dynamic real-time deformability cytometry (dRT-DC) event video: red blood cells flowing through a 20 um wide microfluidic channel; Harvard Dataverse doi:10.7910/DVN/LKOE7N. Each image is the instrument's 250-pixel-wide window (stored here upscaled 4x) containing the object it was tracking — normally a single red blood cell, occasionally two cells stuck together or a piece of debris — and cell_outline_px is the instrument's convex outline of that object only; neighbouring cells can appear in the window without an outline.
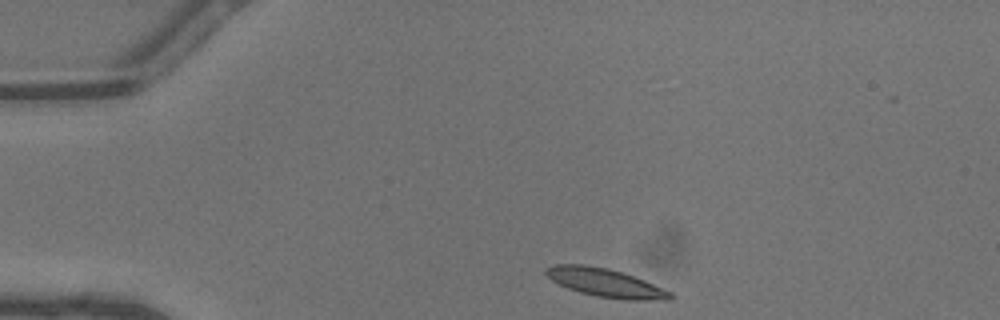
{"species": "common noctule bat (a hibernating species)", "species_latin": "Nyctalus noctula", "temperature_condition": "warm", "stored_images_in_passage": 29, "camera_frame_rate_fps": 3000, "um_per_image_px": 0.085, "animal": {"sex": "male", "body_mass_g": 13.3}, "frame": {"image": 1, "passage_image": 1, "time_ms": 0.0, "image_size_px": [1000, 320], "cell_outline_px": [[676, 296], [672, 300], [624, 300], [596, 296], [580, 292], [568, 288], [552, 280], [544, 272], [544, 268], [552, 264], [584, 264], [608, 268], [624, 272], [644, 280], [672, 292]], "centroid_in_image_um": [51.5, 24.03], "position_along_channel_um": 33.5, "area_um2": 20.87}}
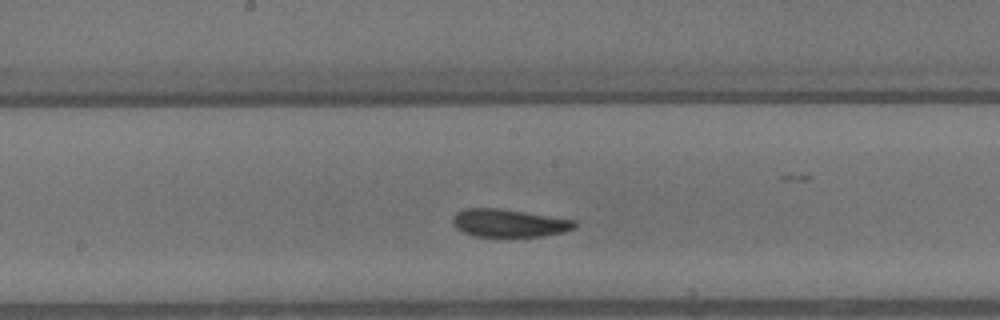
{"frame": {"image": 2, "passage_image": 16, "time_ms": 5.0, "image_size_px": [1000, 320], "cell_outline_px": [[576, 228], [564, 232], [544, 236], [476, 236], [464, 232], [456, 228], [452, 224], [452, 216], [456, 212], [464, 208], [500, 208], [576, 220]], "centroid_in_image_um": [43.26, 18.95], "position_along_channel_um": 204.9, "area_um2": 19.88}}
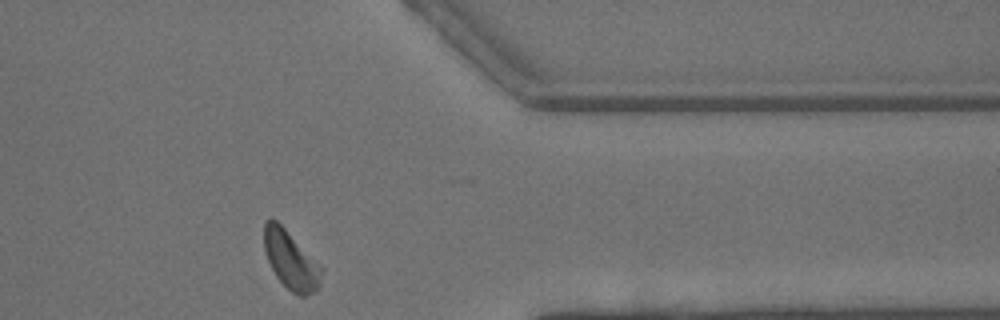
{"frame": {"image": 3, "passage_image": 29, "time_ms": 9.333, "image_size_px": [1000, 320], "cell_outline_px": [[324, 268], [320, 288], [304, 296], [300, 296], [292, 292], [276, 276], [268, 260], [264, 248], [264, 224], [268, 220], [276, 220]], "centroid_in_image_um": [24.76, 22.14], "position_along_channel_um": 386.6, "area_um2": 19.25}, "authors_computed_cell_mechanics": {"area_um2": 20.1722, "velocity_mm_per_s": 4.52, "shape_relaxation_time_tau1_ms": 3.0655, "shape_relaxation_time_tau2_ms": 2.8569, "deformation_change_tau1": 0.1211, "deformation_change_tau2": 0.1004}}